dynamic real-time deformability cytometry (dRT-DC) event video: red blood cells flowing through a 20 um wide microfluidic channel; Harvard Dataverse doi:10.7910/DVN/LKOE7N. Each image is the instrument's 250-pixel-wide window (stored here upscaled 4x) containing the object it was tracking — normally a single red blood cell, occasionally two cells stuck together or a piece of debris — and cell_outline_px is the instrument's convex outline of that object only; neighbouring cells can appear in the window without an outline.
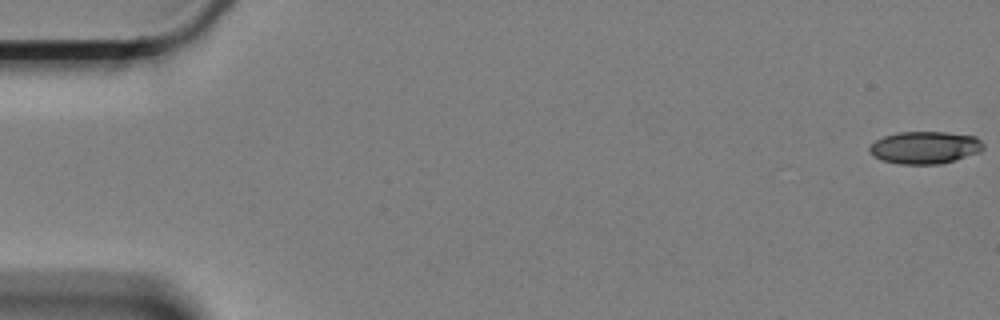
{"species": "Egyptian fruit bat (a non-hibernating species)", "species_latin": "Rousettus aegyptiacus", "temperature_condition": "cold", "stored_images_in_passage": 19, "camera_frame_rate_fps": 3000, "um_per_image_px": 0.085, "animal": {"sex": "female"}, "frame": {"image": 1, "passage_image": 1, "time_ms": 0.0, "image_size_px": [1000, 320], "cell_outline_px": [[984, 148], [980, 152], [940, 164], [900, 164], [884, 160], [872, 156], [868, 152], [868, 148], [876, 140], [884, 136], [900, 132], [948, 132], [976, 136], [984, 144]], "centroid_in_image_um": [78.62, 12.53], "position_along_channel_um": 6.4, "area_um2": 21.5}}